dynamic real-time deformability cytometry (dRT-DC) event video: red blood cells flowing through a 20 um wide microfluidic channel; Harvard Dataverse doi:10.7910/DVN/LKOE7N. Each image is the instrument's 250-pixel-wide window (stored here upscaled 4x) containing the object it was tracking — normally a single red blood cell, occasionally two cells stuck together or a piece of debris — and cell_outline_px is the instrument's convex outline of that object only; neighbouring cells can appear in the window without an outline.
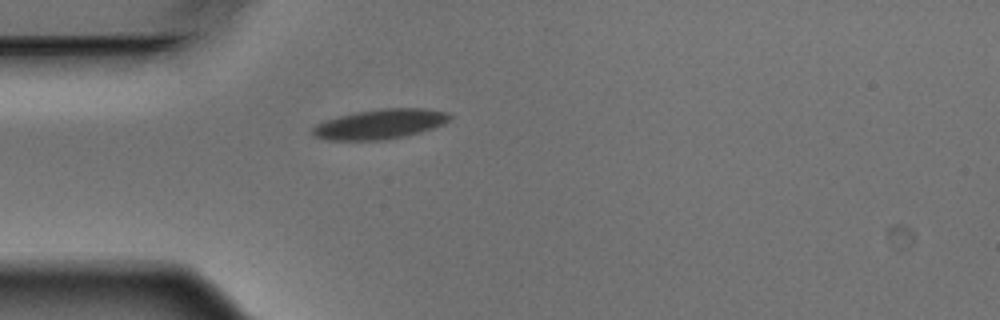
{"species": "Egyptian fruit bat (a non-hibernating species)", "species_latin": "Rousettus aegyptiacus", "temperature_condition": "warm", "stored_images_in_passage": 5, "camera_frame_rate_fps": 3000, "um_per_image_px": 0.085, "animal": {"sex": "male"}, "frame": {"image": 1, "passage_image": 5, "time_ms": 1.333, "image_size_px": [1000, 320], "cell_outline_px": [[452, 116], [444, 124], [432, 128], [404, 136], [388, 140], [328, 140], [316, 136], [312, 132], [312, 128], [316, 124], [324, 120], [356, 112], [380, 108], [424, 108], [448, 112]], "centroid_in_image_um": [32.31, 10.54], "position_along_channel_um": 52.7, "area_um2": 23.76}}